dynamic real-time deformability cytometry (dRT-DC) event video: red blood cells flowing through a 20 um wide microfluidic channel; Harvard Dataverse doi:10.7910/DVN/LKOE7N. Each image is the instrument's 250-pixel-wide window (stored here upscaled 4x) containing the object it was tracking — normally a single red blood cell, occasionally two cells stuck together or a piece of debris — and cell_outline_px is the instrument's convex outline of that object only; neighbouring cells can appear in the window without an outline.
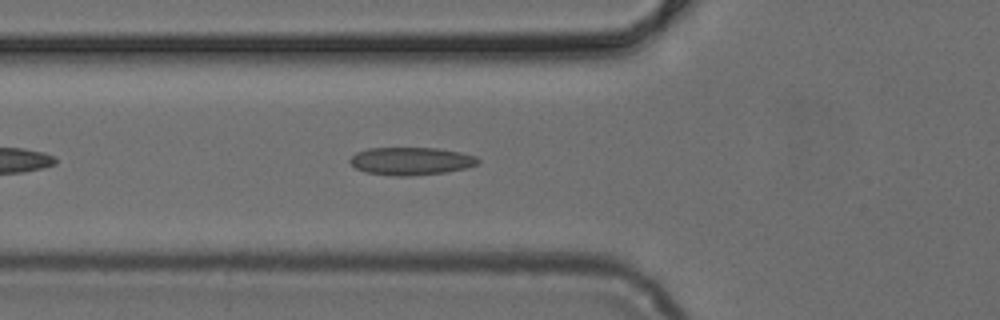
{"species": "common noctule bat (a hibernating species)", "species_latin": "Nyctalus noctula", "temperature_condition": "cold", "stored_images_in_passage": 32, "camera_frame_rate_fps": 3000, "um_per_image_px": 0.085, "animal": {"sex": "female", "body_mass_g": 24.6, "forearm_length_mm": 56.2}, "frame": {"image": 1, "passage_image": 6, "time_ms": 1.667, "image_size_px": [1000, 320], "cell_outline_px": [[480, 160], [476, 164], [468, 168], [444, 172], [408, 176], [392, 176], [364, 172], [356, 168], [348, 160], [356, 152], [368, 148], [436, 148], [460, 152], [476, 156]], "centroid_in_image_um": [34.92, 13.69], "position_along_channel_um": 90.9, "area_um2": 20.75}}
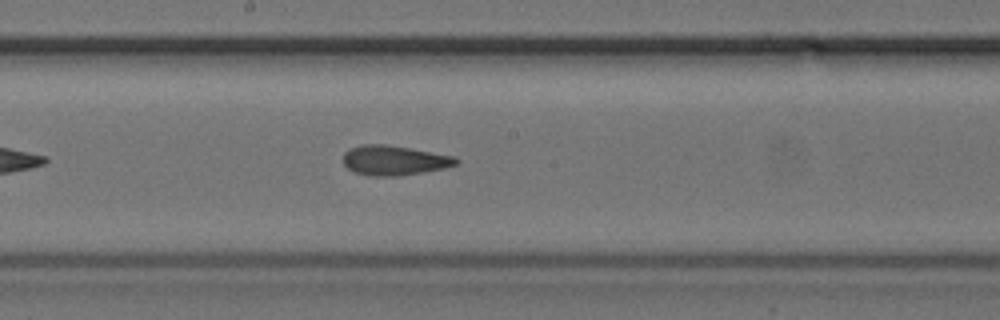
{"frame": {"image": 2, "passage_image": 15, "time_ms": 4.667, "image_size_px": [1000, 320], "cell_outline_px": [[460, 160], [456, 164], [444, 168], [424, 172], [400, 176], [368, 176], [356, 172], [348, 168], [344, 164], [344, 152], [348, 148], [360, 144], [388, 144], [456, 156]], "centroid_in_image_um": [33.51, 13.62], "position_along_channel_um": 214.7, "area_um2": 19.83}}
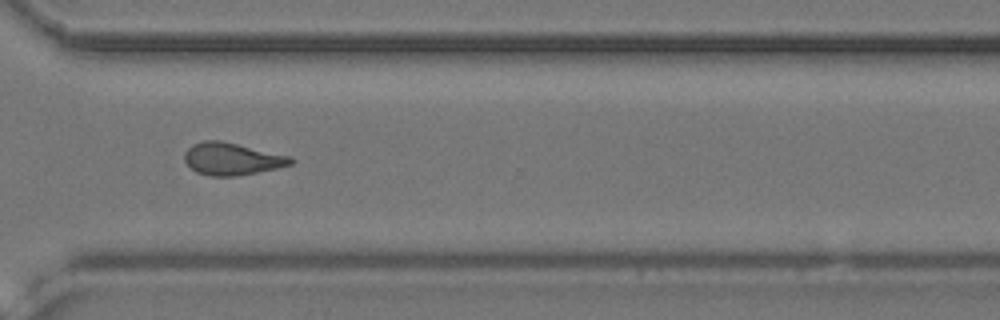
{"frame": {"image": 3, "passage_image": 25, "time_ms": 8.0, "image_size_px": [1000, 320], "cell_outline_px": [[296, 160], [292, 164], [276, 168], [236, 176], [208, 176], [196, 172], [184, 160], [184, 152], [192, 144], [204, 140], [220, 140], [292, 156]], "centroid_in_image_um": [19.72, 13.5], "position_along_channel_um": 350.9, "area_um2": 20.06}}